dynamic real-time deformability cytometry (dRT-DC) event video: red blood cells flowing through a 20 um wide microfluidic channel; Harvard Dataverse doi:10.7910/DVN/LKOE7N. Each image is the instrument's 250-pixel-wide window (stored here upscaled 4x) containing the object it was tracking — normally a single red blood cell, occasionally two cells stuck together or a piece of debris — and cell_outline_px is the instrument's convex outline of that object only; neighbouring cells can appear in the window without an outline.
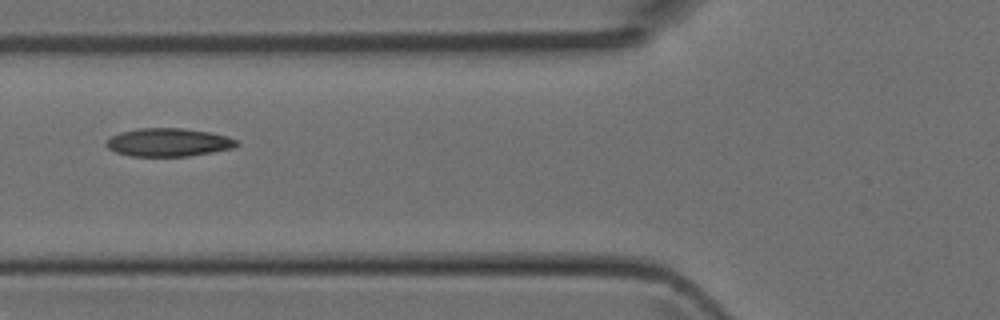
{"species": "Egyptian fruit bat (a non-hibernating species)", "species_latin": "Rousettus aegyptiacus", "temperature_condition": "room temperature", "stored_images_in_passage": 7, "camera_frame_rate_fps": 3000, "um_per_image_px": 0.085, "animal": {"sex": "female"}, "frame": {"image": 1, "passage_image": 5, "time_ms": 1.333, "image_size_px": [1000, 320], "cell_outline_px": [[240, 144], [236, 148], [188, 156], [132, 156], [116, 152], [108, 148], [104, 144], [112, 136], [120, 132], [140, 128], [184, 128], [208, 132], [228, 136], [240, 140]], "centroid_in_image_um": [14.38, 12.1], "position_along_channel_um": 111.4, "area_um2": 21.56}}
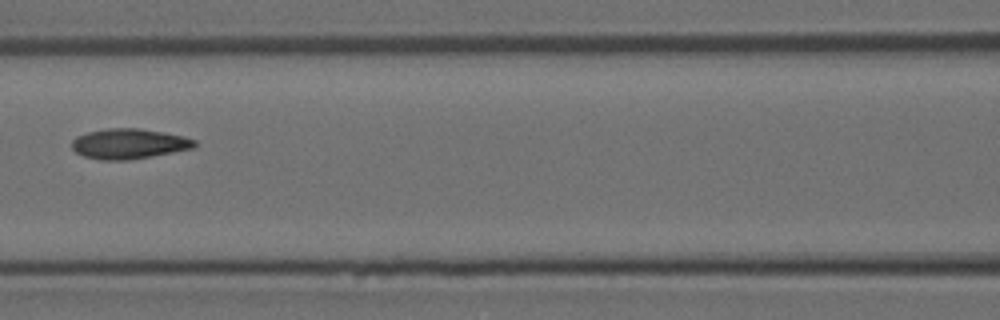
{"frame": {"image": 2, "passage_image": 6, "time_ms": 1.667, "image_size_px": [1000, 320], "cell_outline_px": [[196, 144], [192, 148], [172, 152], [128, 160], [100, 160], [84, 156], [76, 152], [72, 148], [72, 140], [76, 136], [88, 132], [108, 128], [140, 128], [184, 136], [196, 140]], "centroid_in_image_um": [10.93, 12.21], "position_along_channel_um": 155.7, "area_um2": 21.44}}
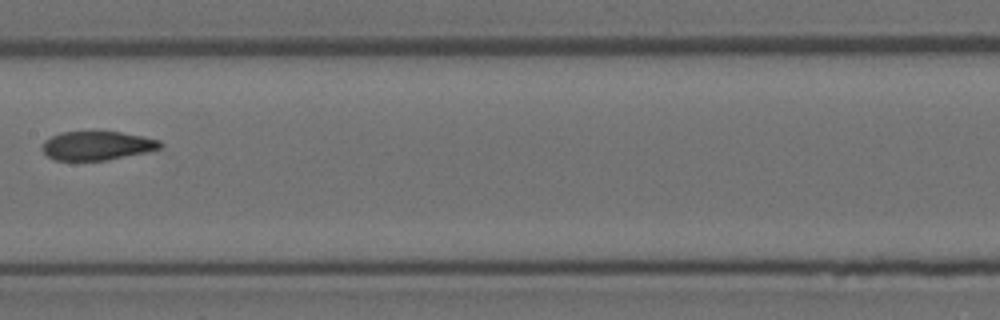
{"frame": {"image": 3, "passage_image": 7, "time_ms": 2.0, "image_size_px": [1000, 320], "cell_outline_px": [[164, 144], [160, 148], [144, 152], [104, 160], [56, 160], [48, 156], [40, 148], [44, 140], [60, 132], [120, 132], [144, 136], [160, 140]], "centroid_in_image_um": [8.23, 12.37], "position_along_channel_um": 199.2, "area_um2": 19.65}}